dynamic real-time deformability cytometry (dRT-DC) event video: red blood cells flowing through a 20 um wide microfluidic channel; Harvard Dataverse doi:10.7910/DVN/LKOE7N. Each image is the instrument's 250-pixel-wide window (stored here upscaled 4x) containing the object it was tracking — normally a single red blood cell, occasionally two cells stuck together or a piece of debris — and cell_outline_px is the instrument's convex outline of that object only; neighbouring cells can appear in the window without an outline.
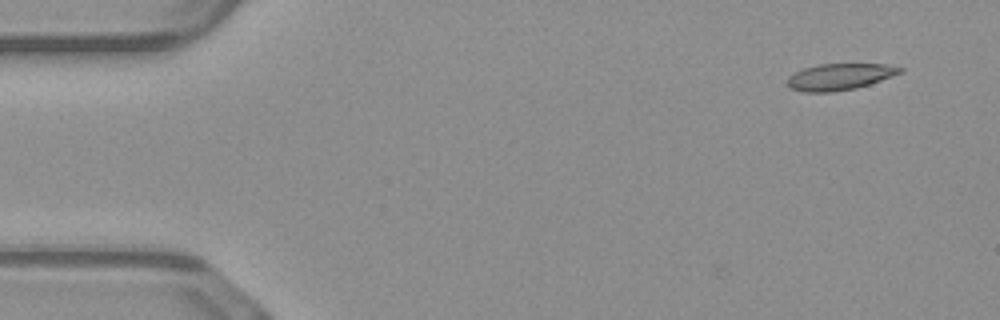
{"species": "common noctule bat (a hibernating species)", "species_latin": "Nyctalus noctula", "temperature_condition": "warm", "stored_images_in_passage": 6, "camera_frame_rate_fps": 3000, "um_per_image_px": 0.085, "animal": {"sex": "male", "body_mass_g": 23.1, "forearm_length_mm": 52.7}, "frame": {"image": 1, "passage_image": 1, "time_ms": 0.0, "image_size_px": [1000, 320], "cell_outline_px": [[904, 72], [856, 88], [832, 92], [804, 92], [788, 88], [788, 76], [804, 68], [820, 64], [884, 64], [904, 68]], "centroid_in_image_um": [71.36, 6.52], "position_along_channel_um": 13.6, "area_um2": 17.28}}